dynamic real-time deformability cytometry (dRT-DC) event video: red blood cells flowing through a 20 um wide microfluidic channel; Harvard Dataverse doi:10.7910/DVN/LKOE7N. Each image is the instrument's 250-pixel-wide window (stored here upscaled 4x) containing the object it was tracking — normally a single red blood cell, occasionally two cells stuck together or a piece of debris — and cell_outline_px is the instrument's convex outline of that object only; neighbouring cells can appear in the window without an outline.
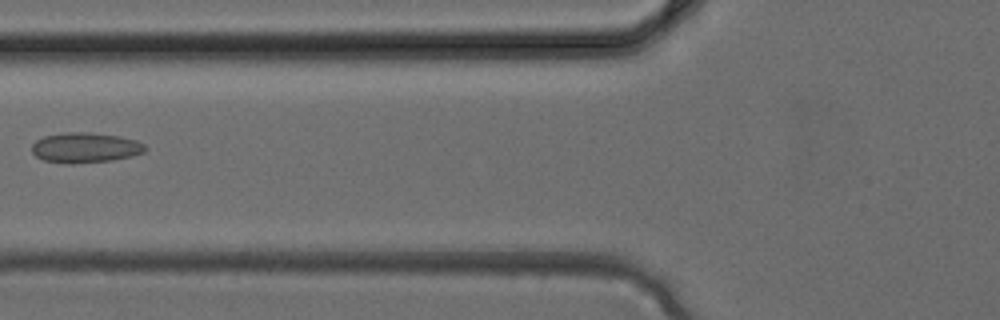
{"species": "common noctule bat (a hibernating species)", "species_latin": "Nyctalus noctula", "temperature_condition": "cold", "stored_images_in_passage": 5, "camera_frame_rate_fps": 3000, "um_per_image_px": 0.085, "animal": {"sex": "female", "body_mass_g": 24.6, "forearm_length_mm": 56.2}, "frame": {"image": 1, "passage_image": 5, "time_ms": 1.333, "image_size_px": [1000, 320], "cell_outline_px": [[148, 148], [144, 152], [132, 156], [112, 160], [72, 164], [44, 160], [36, 156], [32, 152], [32, 144], [36, 140], [44, 136], [64, 132], [88, 132], [120, 136], [136, 140], [144, 144]], "centroid_in_image_um": [7.26, 12.54], "position_along_channel_um": 118.5, "area_um2": 20.0}}